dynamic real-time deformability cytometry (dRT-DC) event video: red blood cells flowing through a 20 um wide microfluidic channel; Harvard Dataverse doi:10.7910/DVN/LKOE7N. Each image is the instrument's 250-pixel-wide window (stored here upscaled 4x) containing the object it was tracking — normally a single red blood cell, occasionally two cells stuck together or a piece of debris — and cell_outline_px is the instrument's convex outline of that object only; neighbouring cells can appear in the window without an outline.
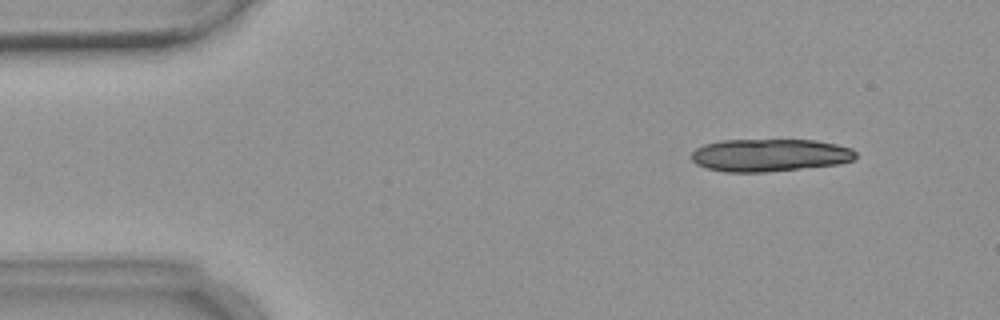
{"species": "common noctule bat (a hibernating species)", "species_latin": "Nyctalus noctula", "temperature_condition": "warm", "stored_images_in_passage": 5, "camera_frame_rate_fps": 3000, "um_per_image_px": 0.085, "animal": {"sex": "female", "body_mass_g": 18.4}, "frame": {"image": 1, "passage_image": 2, "time_ms": 1.333, "image_size_px": [1000, 320], "cell_outline_px": [[856, 156], [852, 160], [840, 164], [764, 172], [724, 172], [708, 168], [696, 164], [692, 160], [692, 152], [696, 148], [704, 144], [720, 140], [816, 140], [836, 144], [852, 148], [856, 152]], "centroid_in_image_um": [65.43, 13.18], "position_along_channel_um": 19.6, "area_um2": 31.27}}